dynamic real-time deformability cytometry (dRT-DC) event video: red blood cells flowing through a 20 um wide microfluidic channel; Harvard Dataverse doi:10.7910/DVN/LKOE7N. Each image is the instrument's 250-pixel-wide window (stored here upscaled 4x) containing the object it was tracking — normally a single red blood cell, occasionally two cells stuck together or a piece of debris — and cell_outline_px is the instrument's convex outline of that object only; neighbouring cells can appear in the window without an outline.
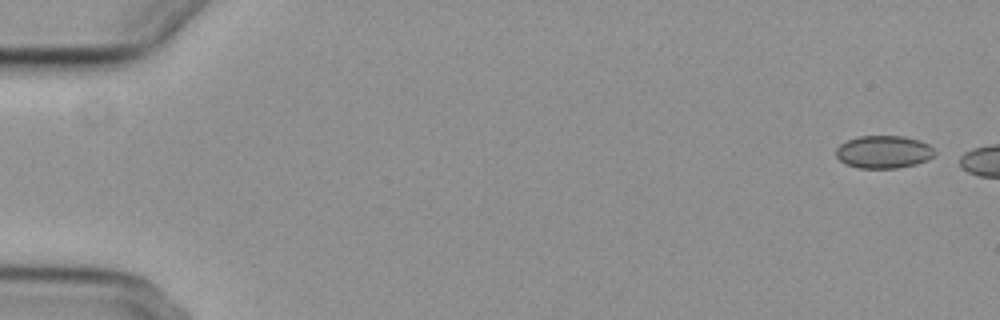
{"species": "common noctule bat (a hibernating species)", "species_latin": "Nyctalus noctula", "temperature_condition": "cold", "stored_images_in_passage": 4, "camera_frame_rate_fps": 3000, "um_per_image_px": 0.085, "animal": {"sex": "female", "body_mass_g": 29.2, "forearm_length_mm": 56.3}, "frame": {"image": 1, "passage_image": 1, "time_ms": 0.0, "image_size_px": [1000, 320], "cell_outline_px": [[936, 152], [928, 160], [916, 164], [896, 168], [860, 168], [844, 164], [836, 156], [836, 148], [840, 144], [848, 140], [860, 136], [904, 136], [920, 140], [928, 144]], "centroid_in_image_um": [75.1, 12.91], "position_along_channel_um": 9.9, "area_um2": 18.84}}